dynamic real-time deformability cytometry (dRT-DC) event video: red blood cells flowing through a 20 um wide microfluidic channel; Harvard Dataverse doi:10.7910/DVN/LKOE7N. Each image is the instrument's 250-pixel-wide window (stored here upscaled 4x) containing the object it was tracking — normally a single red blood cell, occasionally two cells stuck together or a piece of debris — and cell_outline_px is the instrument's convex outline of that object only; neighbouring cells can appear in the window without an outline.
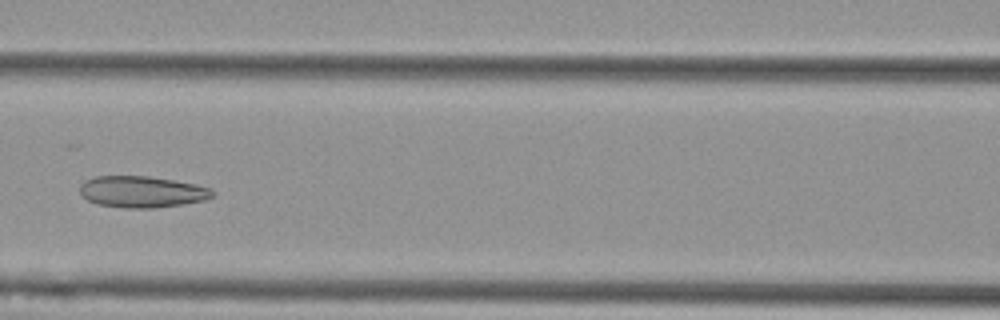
{"species": "Egyptian fruit bat (a non-hibernating species)", "species_latin": "Rousettus aegyptiacus", "temperature_condition": "cold", "stored_images_in_passage": 9, "camera_frame_rate_fps": 3000, "um_per_image_px": 0.085, "animal": {"sex": "female"}, "frame": {"image": 1, "passage_image": 7, "time_ms": 2.0, "image_size_px": [1000, 320], "cell_outline_px": [[216, 192], [212, 196], [204, 200], [184, 204], [152, 208], [124, 208], [96, 204], [88, 200], [80, 192], [80, 184], [84, 180], [96, 176], [148, 176], [196, 184], [212, 188]], "centroid_in_image_um": [12.07, 16.3], "position_along_channel_um": 154.5, "area_um2": 24.39}}
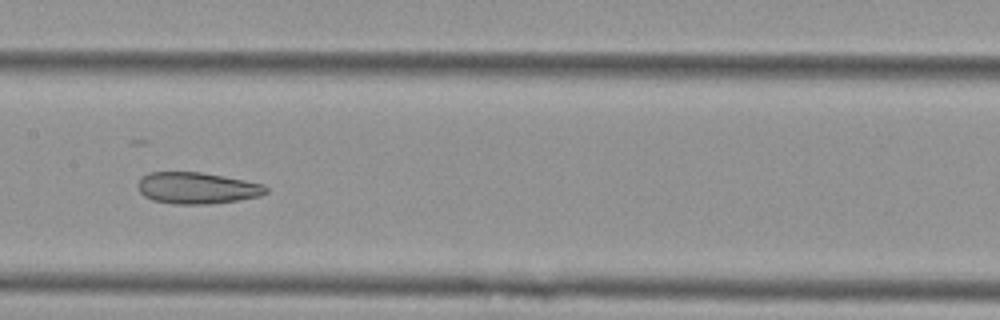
{"frame": {"image": 2, "passage_image": 8, "time_ms": 2.333, "image_size_px": [1000, 320], "cell_outline_px": [[268, 192], [260, 196], [212, 204], [172, 204], [152, 200], [144, 196], [140, 192], [136, 184], [148, 172], [200, 172], [244, 180], [264, 184], [268, 188]], "centroid_in_image_um": [16.74, 15.99], "position_along_channel_um": 190.7, "area_um2": 23.52}}
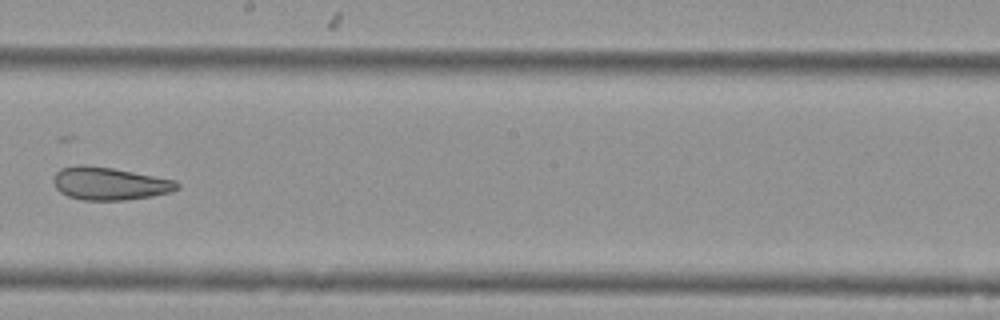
{"frame": {"image": 3, "passage_image": 9, "time_ms": 2.667, "image_size_px": [1000, 320], "cell_outline_px": [[180, 188], [172, 192], [152, 196], [124, 200], [84, 200], [68, 196], [60, 192], [56, 188], [52, 180], [56, 172], [60, 168], [76, 164], [88, 164], [112, 168], [176, 180], [180, 184]], "centroid_in_image_um": [9.3, 15.59], "position_along_channel_um": 238.9, "area_um2": 23.87}}